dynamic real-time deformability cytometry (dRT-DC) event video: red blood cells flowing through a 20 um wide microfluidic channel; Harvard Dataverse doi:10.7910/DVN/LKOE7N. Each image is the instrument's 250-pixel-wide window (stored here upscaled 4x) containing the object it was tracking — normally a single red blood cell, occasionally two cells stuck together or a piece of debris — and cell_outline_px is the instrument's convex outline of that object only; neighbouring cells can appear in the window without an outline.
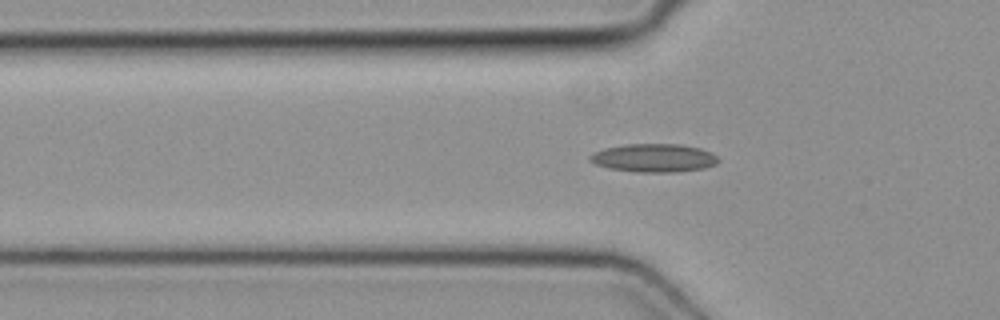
{"species": "common noctule bat (a hibernating species)", "species_latin": "Nyctalus noctula", "temperature_condition": "cold", "stored_images_in_passage": 44, "camera_frame_rate_fps": 3000, "um_per_image_px": 0.085, "animal": {"sex": "female", "body_mass_g": 19.3, "forearm_length_mm": 54.1}, "frame": {"image": 1, "passage_image": 16, "time_ms": 5.0, "image_size_px": [1000, 320], "cell_outline_px": [[720, 160], [716, 164], [704, 168], [676, 172], [636, 172], [608, 168], [596, 164], [588, 156], [592, 152], [604, 148], [628, 144], [680, 144], [700, 148], [712, 152]], "centroid_in_image_um": [55.6, 13.42], "position_along_channel_um": 70.2, "area_um2": 21.21}}
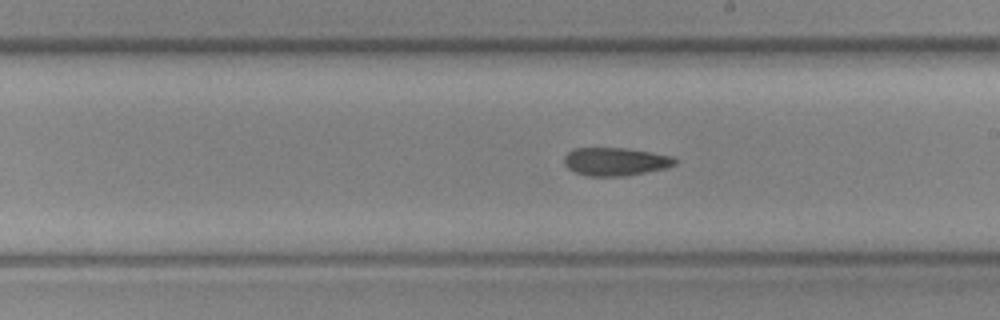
{"frame": {"image": 2, "passage_image": 28, "time_ms": 9.0, "image_size_px": [1000, 320], "cell_outline_px": [[676, 164], [668, 168], [624, 176], [588, 176], [576, 172], [568, 168], [564, 164], [564, 156], [572, 148], [624, 148], [672, 156], [676, 160]], "centroid_in_image_um": [52.29, 13.74], "position_along_channel_um": 236.7, "area_um2": 18.09}}
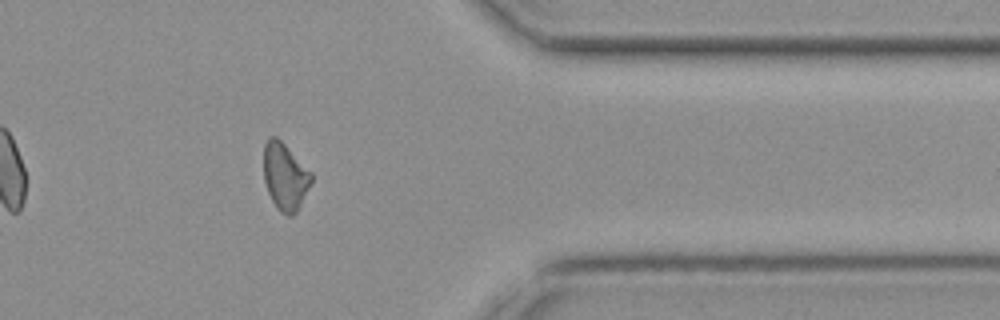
{"frame": {"image": 3, "passage_image": 40, "time_ms": 13.0, "image_size_px": [1000, 320], "cell_outline_px": [[312, 180], [296, 212], [292, 216], [288, 216], [280, 212], [276, 208], [268, 192], [264, 180], [264, 144], [268, 136], [276, 136], [312, 172]], "centroid_in_image_um": [24.21, 14.99], "position_along_channel_um": 387.2, "area_um2": 18.5}}